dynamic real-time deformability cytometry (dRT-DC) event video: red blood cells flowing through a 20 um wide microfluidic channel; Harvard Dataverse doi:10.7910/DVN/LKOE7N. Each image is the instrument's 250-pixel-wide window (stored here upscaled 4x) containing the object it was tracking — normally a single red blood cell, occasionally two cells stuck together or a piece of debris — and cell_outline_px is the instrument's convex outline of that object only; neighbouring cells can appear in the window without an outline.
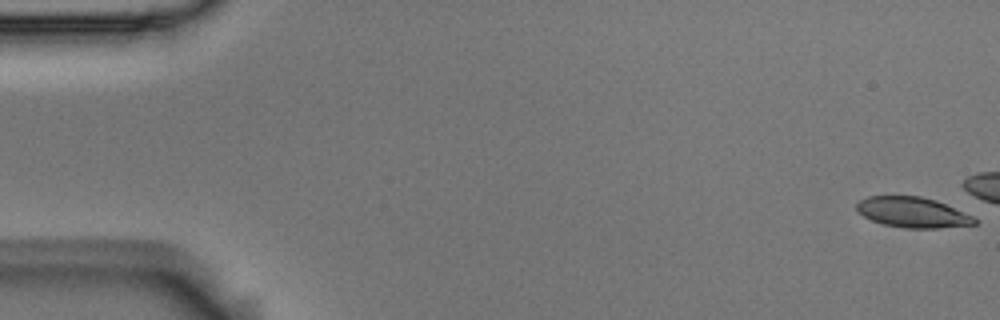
{"species": "Egyptian fruit bat (a non-hibernating species)", "species_latin": "Rousettus aegyptiacus", "temperature_condition": "room temperature", "stored_images_in_passage": 5, "camera_frame_rate_fps": 3000, "um_per_image_px": 0.085, "animal": {"sex": "male"}, "frame": {"image": 1, "passage_image": 1, "time_ms": 0.0, "image_size_px": [1000, 320], "cell_outline_px": [[976, 224], [936, 228], [904, 228], [884, 224], [872, 220], [856, 212], [856, 204], [860, 200], [868, 196], [920, 196], [936, 200], [972, 216], [976, 220]], "centroid_in_image_um": [77.53, 18.04], "position_along_channel_um": 7.5, "area_um2": 20.69}}